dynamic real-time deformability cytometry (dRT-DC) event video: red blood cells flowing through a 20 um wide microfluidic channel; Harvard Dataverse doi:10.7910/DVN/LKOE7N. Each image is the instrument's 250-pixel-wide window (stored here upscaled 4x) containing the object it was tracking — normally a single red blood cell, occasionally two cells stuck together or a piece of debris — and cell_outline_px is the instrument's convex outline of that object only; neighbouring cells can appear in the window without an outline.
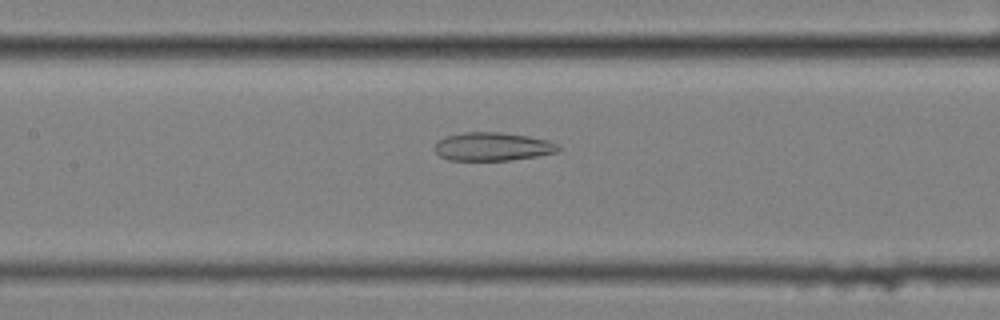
{"species": "common noctule bat (a hibernating species)", "species_latin": "Nyctalus noctula", "temperature_condition": "cold", "stored_images_in_passage": 50, "camera_frame_rate_fps": 3000, "um_per_image_px": 0.085, "animal": {"sex": "female", "body_mass_g": 25.1}, "frame": {"image": 1, "passage_image": 19, "time_ms": 6.0, "image_size_px": [1000, 320], "cell_outline_px": [[564, 148], [560, 152], [536, 156], [508, 160], [448, 160], [440, 156], [432, 148], [436, 140], [444, 136], [464, 132], [500, 132], [528, 136], [548, 140]], "centroid_in_image_um": [41.85, 12.45], "position_along_channel_um": 165.6, "area_um2": 20.75}}
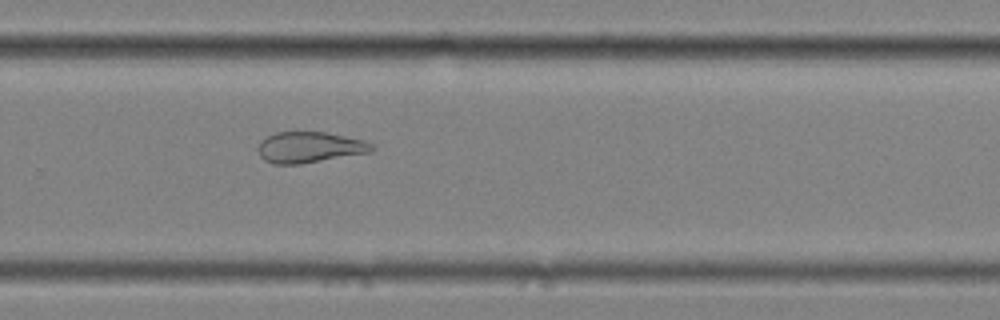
{"frame": {"image": 2, "passage_image": 31, "time_ms": 10.0, "image_size_px": [1000, 320], "cell_outline_px": [[376, 148], [368, 152], [300, 164], [272, 164], [264, 160], [260, 156], [256, 148], [260, 140], [276, 132], [324, 132], [364, 140], [372, 144]], "centroid_in_image_um": [26.25, 12.52], "position_along_channel_um": 303.6, "area_um2": 20.4}}
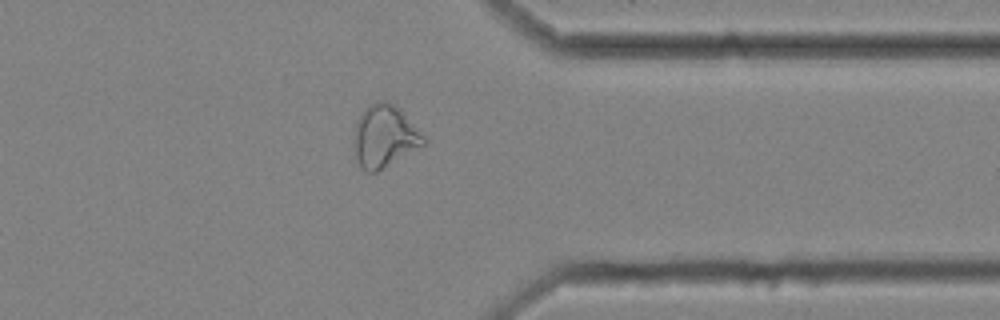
{"frame": {"image": 3, "passage_image": 38, "time_ms": 12.333, "image_size_px": [1000, 320], "cell_outline_px": [[428, 144], [376, 172], [368, 172], [360, 168], [352, 144], [356, 120], [364, 108], [380, 100], [388, 100], [400, 108], [428, 140]], "centroid_in_image_um": [32.69, 11.58], "position_along_channel_um": 378.7, "area_um2": 25.84}, "authors_computed_cell_mechanics": {"area_um2": 25.2008, "velocity_mm_per_s": 3.4577, "shape_relaxation_time_tau1_ms": null, "shape_relaxation_time_tau2_ms": 3.4164, "deformation_change_tau1": null, "deformation_change_tau2": 0.1246}}